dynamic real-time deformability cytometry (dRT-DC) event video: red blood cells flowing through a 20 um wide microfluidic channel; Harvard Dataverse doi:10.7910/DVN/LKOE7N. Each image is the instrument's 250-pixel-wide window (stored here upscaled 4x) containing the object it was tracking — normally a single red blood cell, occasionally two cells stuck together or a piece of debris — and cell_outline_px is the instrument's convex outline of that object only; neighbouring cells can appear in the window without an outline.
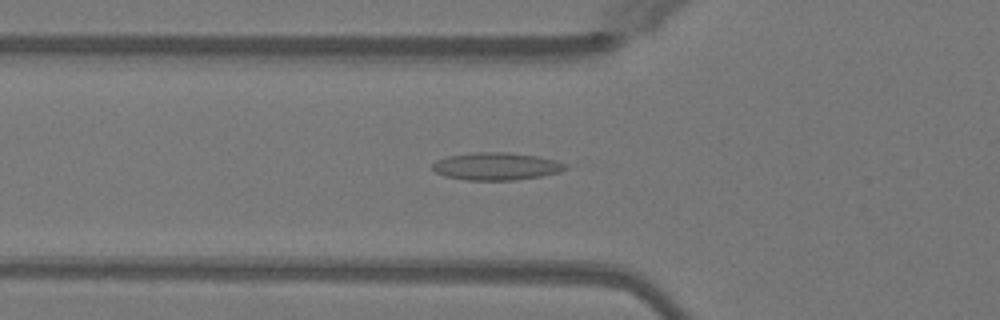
{"species": "Egyptian fruit bat (a non-hibernating species)", "species_latin": "Rousettus aegyptiacus", "temperature_condition": "warm", "stored_images_in_passage": 33, "camera_frame_rate_fps": 3000, "um_per_image_px": 0.085, "animal": {"sex": "female"}, "frame": {"image": 1, "passage_image": 4, "time_ms": 1.0, "image_size_px": [1000, 320], "cell_outline_px": [[568, 168], [560, 172], [540, 176], [516, 180], [464, 180], [444, 176], [436, 172], [432, 168], [432, 164], [436, 160], [448, 156], [476, 152], [508, 152], [536, 156], [556, 160], [564, 164]], "centroid_in_image_um": [42.16, 14.14], "position_along_channel_um": 83.6, "area_um2": 21.33}}
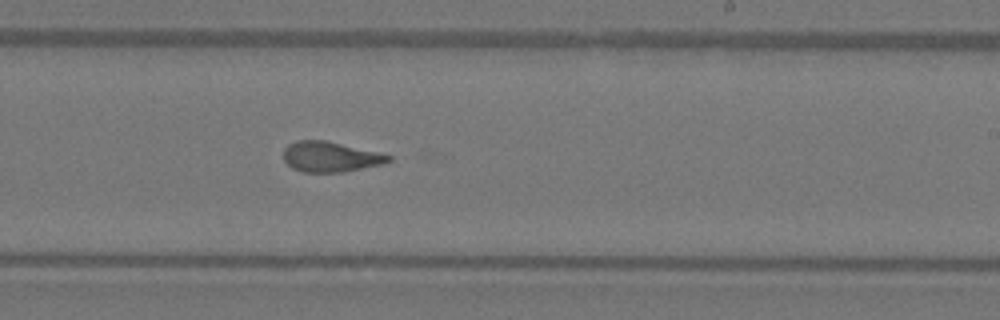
{"frame": {"image": 2, "passage_image": 17, "time_ms": 5.333, "image_size_px": [1000, 320], "cell_outline_px": [[392, 160], [380, 164], [344, 172], [304, 172], [292, 168], [284, 160], [284, 148], [288, 144], [296, 140], [324, 140], [380, 152], [392, 156]], "centroid_in_image_um": [28.07, 13.32], "position_along_channel_um": 260.9, "area_um2": 18.5}}
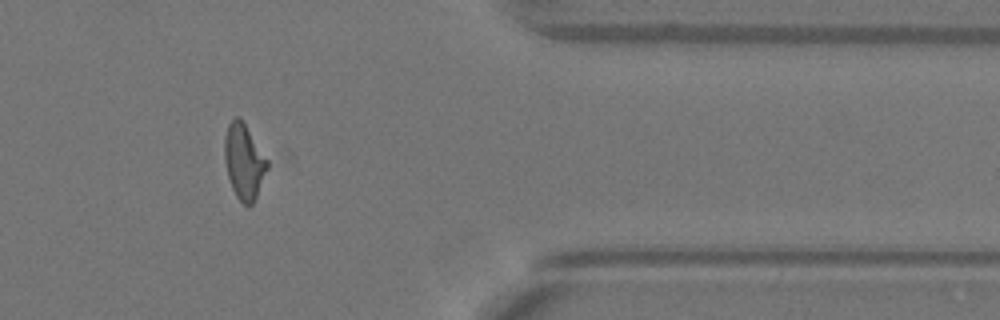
{"frame": {"image": 3, "passage_image": 28, "time_ms": 9.0, "image_size_px": [1000, 320], "cell_outline_px": [[268, 168], [256, 196], [252, 204], [248, 208], [236, 196], [232, 188], [228, 176], [224, 160], [224, 136], [228, 124], [236, 116], [240, 116], [268, 160]], "centroid_in_image_um": [20.72, 13.71], "position_along_channel_um": 390.7, "area_um2": 18.73}, "authors_computed_cell_mechanics": {"area_um2": 18.7272, "velocity_mm_per_s": 4.0873, "shape_relaxation_time_tau1_ms": 4.1708, "shape_relaxation_time_tau2_ms": 1.6013, "deformation_change_tau1": 0.1422, "deformation_change_tau2": 0.0866}}